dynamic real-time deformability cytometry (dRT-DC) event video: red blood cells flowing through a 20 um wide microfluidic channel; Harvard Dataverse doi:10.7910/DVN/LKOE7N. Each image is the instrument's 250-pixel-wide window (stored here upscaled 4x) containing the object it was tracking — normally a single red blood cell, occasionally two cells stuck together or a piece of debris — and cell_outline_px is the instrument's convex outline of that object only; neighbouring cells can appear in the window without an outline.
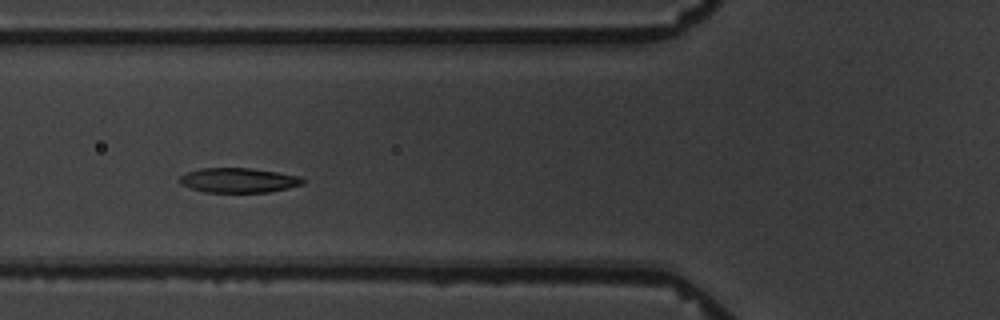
{"species": "common noctule bat (a hibernating species)", "species_latin": "Nyctalus noctula", "temperature_condition": "warm", "stored_images_in_passage": 4, "camera_frame_rate_fps": 3000, "um_per_image_px": 0.085, "animal": {"sex": "male", "body_mass_g": 19.5, "forearm_length_mm": 54.6}, "frame": {"image": 1, "passage_image": 3, "time_ms": 3.333, "image_size_px": [1000, 320], "cell_outline_px": [[304, 184], [288, 188], [268, 192], [204, 192], [180, 184], [180, 176], [188, 172], [200, 168], [252, 168], [300, 176], [304, 180]], "centroid_in_image_um": [20.29, 15.32], "position_along_channel_um": 105.5, "area_um2": 17.63}}
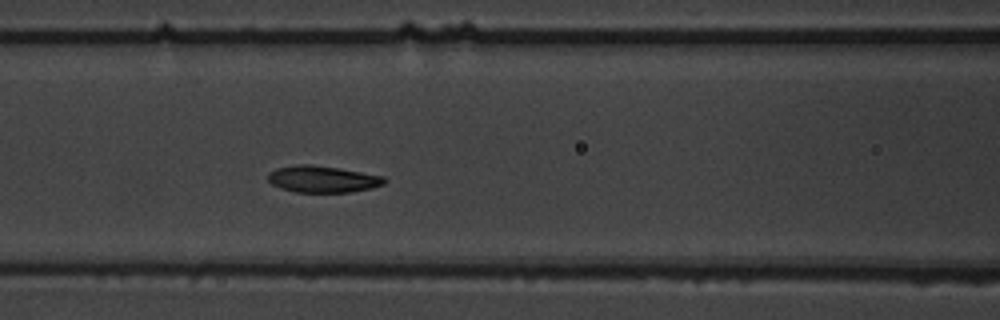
{"frame": {"image": 2, "passage_image": 4, "time_ms": 4.333, "image_size_px": [1000, 320], "cell_outline_px": [[388, 180], [384, 184], [372, 188], [348, 192], [296, 192], [280, 188], [272, 184], [268, 180], [268, 172], [276, 168], [296, 164], [308, 164], [340, 168], [384, 176]], "centroid_in_image_um": [27.42, 15.22], "position_along_channel_um": 139.2, "area_um2": 18.21}}